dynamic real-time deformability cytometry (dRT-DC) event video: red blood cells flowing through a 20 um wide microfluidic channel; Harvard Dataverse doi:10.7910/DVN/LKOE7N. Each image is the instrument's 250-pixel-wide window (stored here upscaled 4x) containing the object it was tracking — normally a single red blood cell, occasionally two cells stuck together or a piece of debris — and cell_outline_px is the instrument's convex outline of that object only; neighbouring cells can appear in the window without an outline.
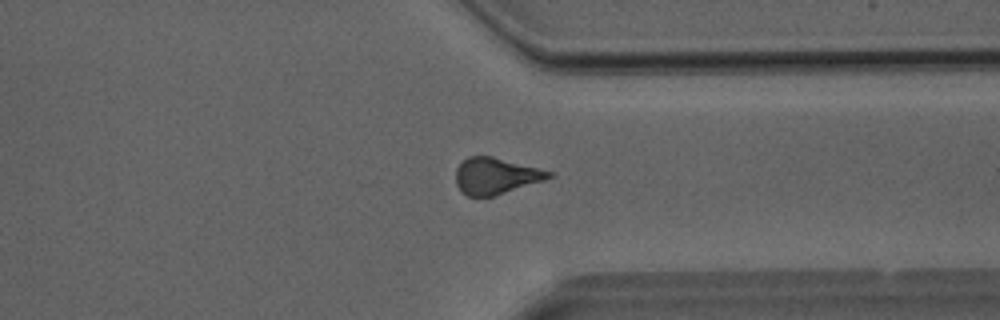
{"species": "Egyptian fruit bat (a non-hibernating species)", "species_latin": "Rousettus aegyptiacus", "temperature_condition": "room temperature", "stored_images_in_passage": 27, "camera_frame_rate_fps": 3000, "um_per_image_px": 0.085, "animal": {"sex": "male"}, "frame": {"image": 1, "passage_image": 20, "time_ms": 6.333, "image_size_px": [1000, 320], "cell_outline_px": [[556, 176], [544, 180], [492, 196], [468, 196], [460, 192], [456, 184], [456, 168], [468, 156], [492, 156], [556, 172]], "centroid_in_image_um": [42.16, 14.94], "position_along_channel_um": 369.2, "area_um2": 19.77}}